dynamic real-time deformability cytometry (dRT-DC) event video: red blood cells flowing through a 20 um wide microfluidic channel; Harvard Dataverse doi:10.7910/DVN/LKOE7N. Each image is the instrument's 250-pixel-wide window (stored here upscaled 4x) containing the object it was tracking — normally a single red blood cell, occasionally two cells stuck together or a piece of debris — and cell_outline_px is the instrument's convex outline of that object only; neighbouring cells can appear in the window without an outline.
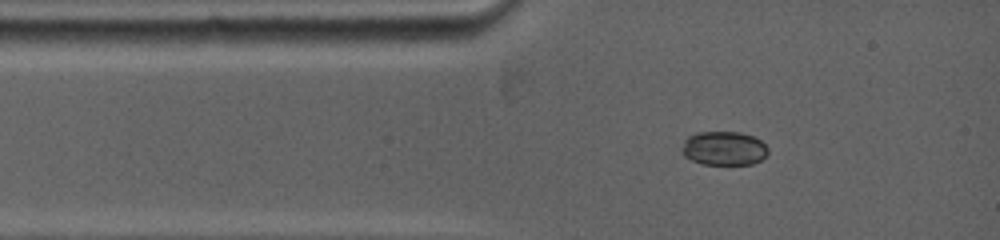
{"species": "common noctule bat (a hibernating species)", "species_latin": "Nyctalus noctula", "temperature_condition": "warm", "stored_images_in_passage": 5, "camera_frame_rate_fps": 5000, "um_per_image_px": 0.085, "animal": {"sex": "female", "body_mass_g": 19.0, "forearm_length_mm": 53.3}, "frame": {"image": 1, "passage_image": 1, "time_ms": 0.0, "image_size_px": [1000, 240], "cell_outline_px": [[764, 156], [760, 160], [752, 164], [704, 164], [692, 160], [684, 152], [684, 144], [688, 136], [700, 132], [740, 132], [752, 136], [760, 140], [764, 144]], "centroid_in_image_um": [61.54, 12.6], "position_along_channel_um": 23.5, "area_um2": 16.36}}